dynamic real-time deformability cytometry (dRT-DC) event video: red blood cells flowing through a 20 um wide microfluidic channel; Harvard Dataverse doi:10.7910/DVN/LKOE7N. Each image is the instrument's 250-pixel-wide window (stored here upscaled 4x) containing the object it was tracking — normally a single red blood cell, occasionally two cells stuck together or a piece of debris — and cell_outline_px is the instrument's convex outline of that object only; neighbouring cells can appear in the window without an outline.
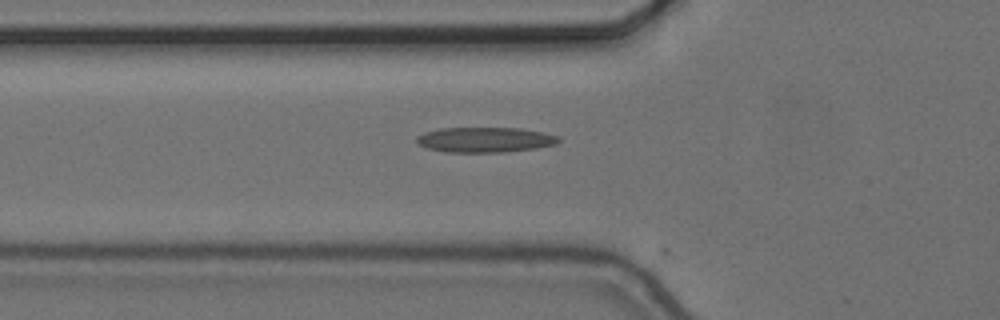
{"species": "common noctule bat (a hibernating species)", "species_latin": "Nyctalus noctula", "temperature_condition": "cold", "stored_images_in_passage": 7, "camera_frame_rate_fps": 3000, "um_per_image_px": 0.085, "animal": {"sex": "female", "body_mass_g": 24.6, "forearm_length_mm": 56.2}, "frame": {"image": 1, "passage_image": 5, "time_ms": 1.333, "image_size_px": [1000, 320], "cell_outline_px": [[560, 140], [556, 144], [536, 148], [504, 152], [444, 152], [428, 148], [420, 144], [416, 140], [416, 136], [424, 132], [440, 128], [520, 128], [544, 132], [560, 136]], "centroid_in_image_um": [41.24, 11.87], "position_along_channel_um": 84.6, "area_um2": 20.87}}